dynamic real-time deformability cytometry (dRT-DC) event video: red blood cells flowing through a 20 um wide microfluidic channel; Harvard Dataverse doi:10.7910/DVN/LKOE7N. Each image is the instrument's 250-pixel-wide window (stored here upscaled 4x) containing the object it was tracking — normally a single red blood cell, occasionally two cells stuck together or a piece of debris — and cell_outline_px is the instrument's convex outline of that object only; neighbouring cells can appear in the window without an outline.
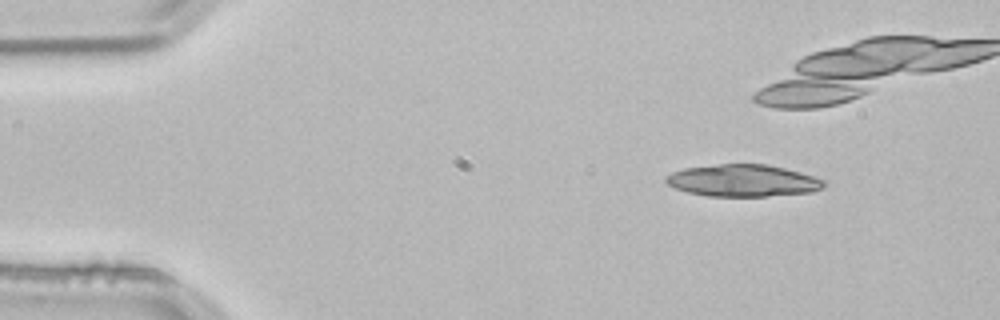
{"species": "common noctule bat (a hibernating species)", "species_latin": "Nyctalus noctula", "temperature_condition": "room temperature", "stored_images_in_passage": 5, "camera_frame_rate_fps": 3000, "um_per_image_px": 0.085, "animal": {"sex": "male", "body_mass_g": 21.5, "forearm_length_mm": 52.0}, "frame": {"image": 1, "passage_image": 2, "time_ms": 0.333, "image_size_px": [1000, 320], "cell_outline_px": [[828, 184], [824, 188], [812, 192], [764, 196], [708, 196], [688, 192], [676, 188], [668, 184], [664, 180], [664, 176], [672, 172], [684, 168], [720, 164], [768, 164], [800, 172], [824, 180]], "centroid_in_image_um": [63.16, 15.35], "position_along_channel_um": 21.8, "area_um2": 29.48}}